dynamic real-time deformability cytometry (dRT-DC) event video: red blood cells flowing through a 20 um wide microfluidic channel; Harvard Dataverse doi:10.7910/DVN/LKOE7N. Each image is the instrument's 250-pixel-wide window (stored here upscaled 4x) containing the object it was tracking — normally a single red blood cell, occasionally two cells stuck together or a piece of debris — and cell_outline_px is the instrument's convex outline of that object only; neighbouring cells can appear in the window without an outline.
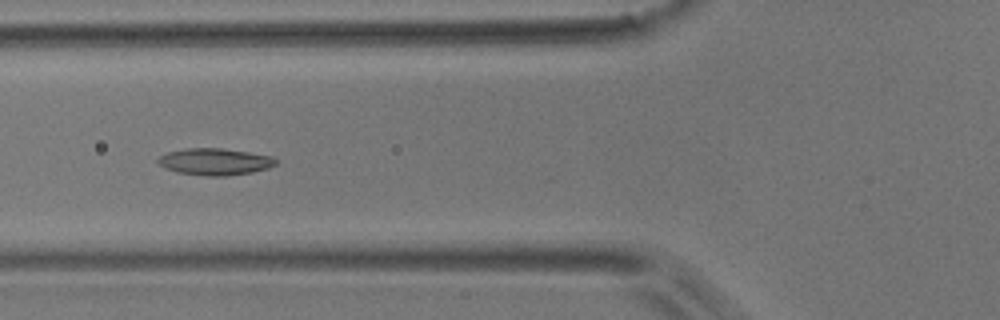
{"species": "common noctule bat (a hibernating species)", "species_latin": "Nyctalus noctula", "temperature_condition": "room temperature", "stored_images_in_passage": 10, "camera_frame_rate_fps": 3000, "um_per_image_px": 0.085, "animal": {"sex": "male", "body_mass_g": 17.9}, "frame": {"image": 1, "passage_image": 6, "time_ms": 5.667, "image_size_px": [1000, 320], "cell_outline_px": [[276, 164], [268, 168], [252, 172], [228, 176], [204, 176], [176, 172], [164, 168], [156, 160], [160, 156], [168, 152], [184, 148], [220, 148], [248, 152], [272, 156], [276, 160]], "centroid_in_image_um": [18.24, 13.75], "position_along_channel_um": 107.6, "area_um2": 18.44}}
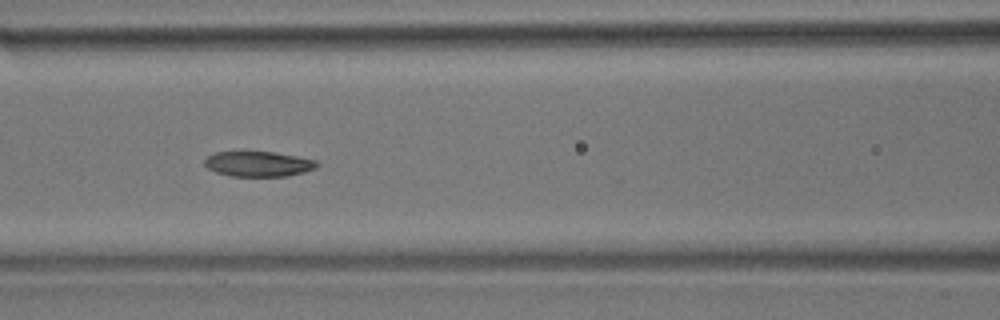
{"frame": {"image": 2, "passage_image": 7, "time_ms": 6.667, "image_size_px": [1000, 320], "cell_outline_px": [[320, 164], [316, 168], [304, 172], [288, 176], [232, 176], [216, 172], [208, 168], [204, 164], [204, 160], [208, 156], [216, 152], [240, 148], [244, 148], [272, 152], [296, 156], [316, 160]], "centroid_in_image_um": [21.92, 13.88], "position_along_channel_um": 144.7, "area_um2": 17.28}}
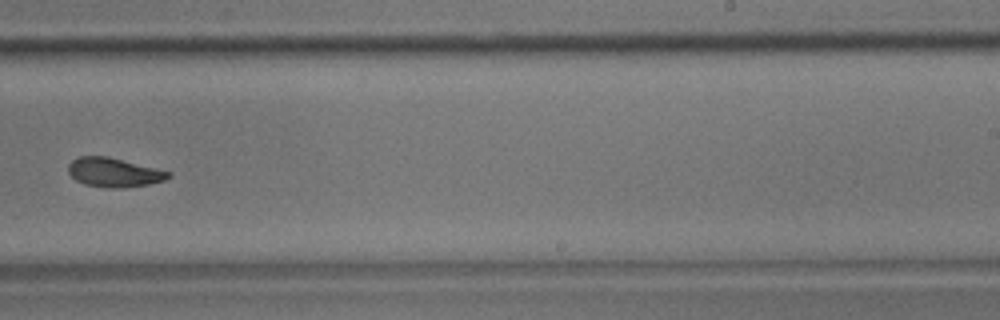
{"frame": {"image": 3, "passage_image": 10, "time_ms": 10.333, "image_size_px": [1000, 320], "cell_outline_px": [[172, 176], [164, 180], [148, 184], [116, 188], [84, 184], [76, 180], [68, 172], [68, 164], [72, 160], [80, 156], [108, 156], [172, 172]], "centroid_in_image_um": [9.69, 14.64], "position_along_channel_um": 279.3, "area_um2": 16.82}}